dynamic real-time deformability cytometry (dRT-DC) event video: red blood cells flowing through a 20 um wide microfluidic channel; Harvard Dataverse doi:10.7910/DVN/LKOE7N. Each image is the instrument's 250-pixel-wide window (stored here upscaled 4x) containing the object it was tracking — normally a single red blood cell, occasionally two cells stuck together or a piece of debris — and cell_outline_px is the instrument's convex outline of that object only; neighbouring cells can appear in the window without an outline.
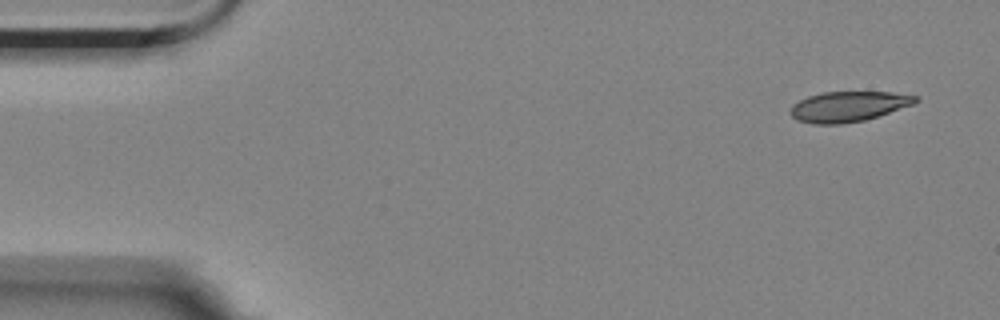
{"species": "Egyptian fruit bat (a non-hibernating species)", "species_latin": "Rousettus aegyptiacus", "temperature_condition": "room temperature", "stored_images_in_passage": 9, "camera_frame_rate_fps": 3000, "um_per_image_px": 0.085, "animal": {"sex": "female"}, "frame": {"image": 1, "passage_image": 1, "time_ms": 0.0, "image_size_px": [1000, 320], "cell_outline_px": [[920, 100], [912, 104], [864, 120], [844, 124], [812, 124], [796, 120], [788, 112], [792, 104], [808, 96], [824, 92], [892, 92], [920, 96]], "centroid_in_image_um": [72.07, 9.05], "position_along_channel_um": 12.9, "area_um2": 22.08}}
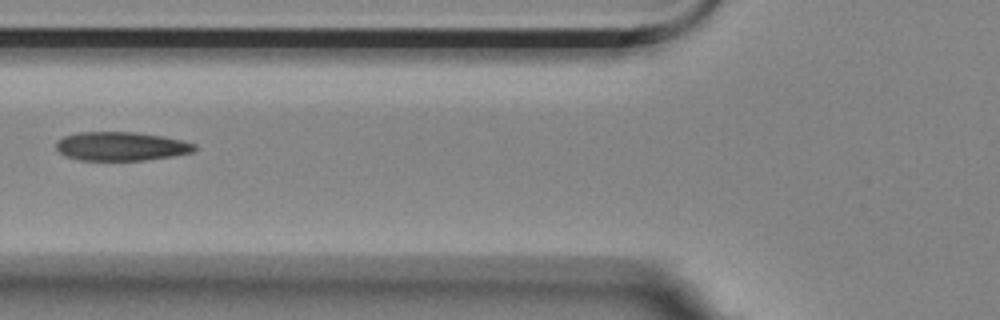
{"frame": {"image": 2, "passage_image": 6, "time_ms": 6.0, "image_size_px": [1000, 320], "cell_outline_px": [[196, 152], [172, 156], [144, 160], [80, 160], [64, 156], [56, 148], [56, 140], [64, 136], [80, 132], [136, 132], [164, 136], [184, 140], [196, 144]], "centroid_in_image_um": [10.32, 12.43], "position_along_channel_um": 115.5, "area_um2": 23.47}}
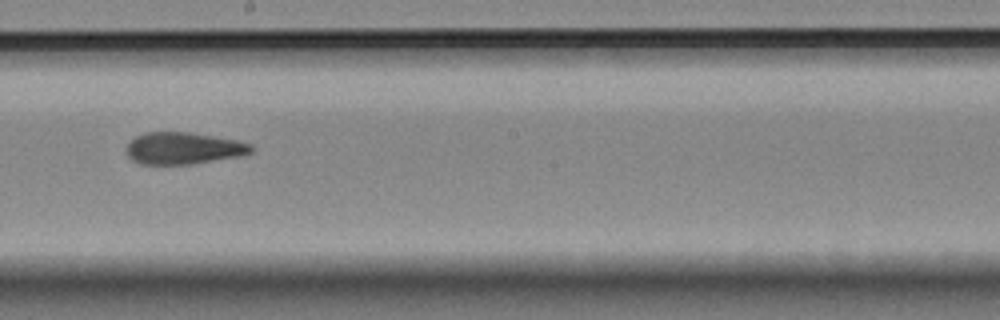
{"frame": {"image": 3, "passage_image": 9, "time_ms": 9.333, "image_size_px": [1000, 320], "cell_outline_px": [[256, 148], [252, 152], [244, 156], [192, 164], [140, 164], [132, 160], [124, 152], [124, 148], [136, 136], [148, 132], [188, 132], [236, 140], [252, 144]], "centroid_in_image_um": [15.61, 12.61], "position_along_channel_um": 232.6, "area_um2": 23.47}}